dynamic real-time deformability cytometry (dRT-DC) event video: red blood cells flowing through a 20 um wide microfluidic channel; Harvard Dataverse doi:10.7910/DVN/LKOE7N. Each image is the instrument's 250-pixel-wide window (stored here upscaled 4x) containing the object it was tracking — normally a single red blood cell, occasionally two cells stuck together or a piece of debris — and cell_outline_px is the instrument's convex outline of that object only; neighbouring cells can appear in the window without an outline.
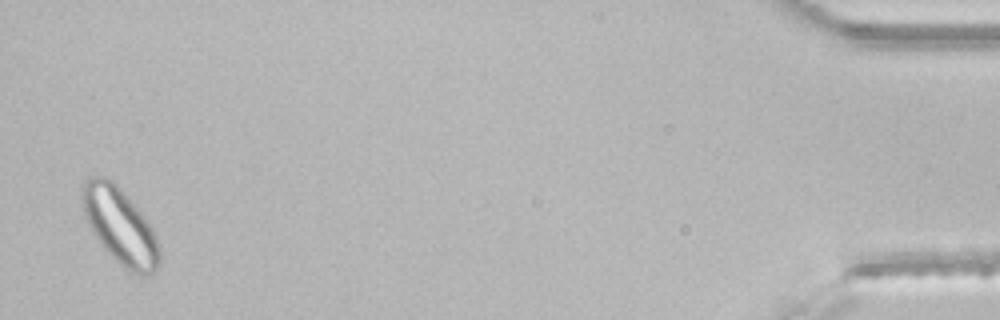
{"species": "common noctule bat (a hibernating species)", "species_latin": "Nyctalus noctula", "temperature_condition": "room temperature", "stored_images_in_passage": 40, "segment_of_instrument_passage": [2, 2], "camera_frame_rate_fps": 3000, "um_per_image_px": 0.085, "animal": {"sex": "male", "body_mass_g": 21.5, "forearm_length_mm": 52.0}, "frame": {"image": 1, "passage_image": 39, "time_ms": 12.667, "image_size_px": [1000, 320], "cell_outline_px": [[160, 264], [148, 276], [144, 276], [128, 272], [100, 244], [92, 232], [84, 216], [80, 200], [80, 188], [84, 180], [88, 176], [104, 176], [112, 180], [124, 192], [144, 216], [152, 228], [160, 244]], "centroid_in_image_um": [10.17, 19.19], "position_along_channel_um": 425.0, "area_um2": 34.8}}